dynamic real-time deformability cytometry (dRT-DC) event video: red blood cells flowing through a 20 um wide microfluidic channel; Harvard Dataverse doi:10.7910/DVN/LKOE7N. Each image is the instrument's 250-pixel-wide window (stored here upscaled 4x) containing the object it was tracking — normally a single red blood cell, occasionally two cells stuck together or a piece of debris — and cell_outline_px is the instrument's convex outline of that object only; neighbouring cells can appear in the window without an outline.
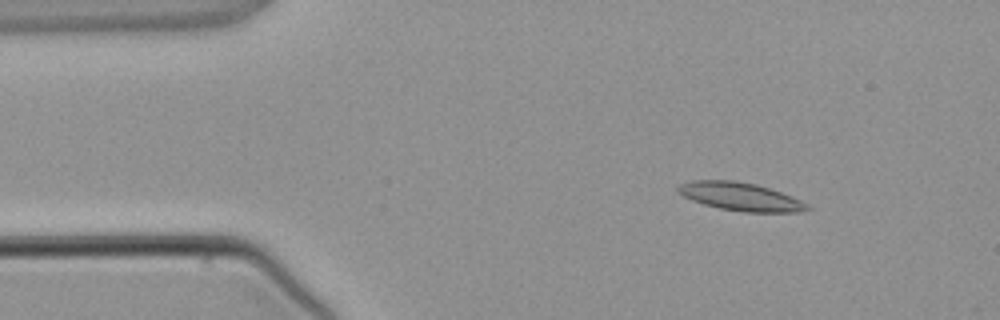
{"species": "common noctule bat (a hibernating species)", "species_latin": "Nyctalus noctula", "temperature_condition": "warm", "stored_images_in_passage": 3, "camera_frame_rate_fps": 3000, "um_per_image_px": 0.085, "animal": {"sex": "male", "body_mass_g": 21.5, "forearm_length_mm": 52.0}, "frame": {"image": 1, "passage_image": 1, "time_ms": 0.0, "image_size_px": [1000, 320], "cell_outline_px": [[812, 208], [796, 212], [744, 212], [720, 208], [704, 204], [692, 200], [676, 192], [676, 188], [680, 184], [692, 180], [736, 180], [756, 184], [780, 192], [800, 200], [808, 204]], "centroid_in_image_um": [62.9, 16.7], "position_along_channel_um": 22.1, "area_um2": 21.1}}
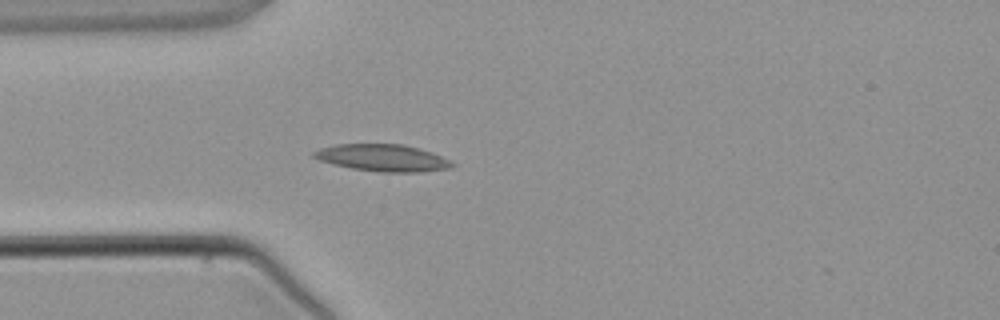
{"frame": {"image": 2, "passage_image": 3, "time_ms": 2.0, "image_size_px": [1000, 320], "cell_outline_px": [[456, 164], [452, 168], [420, 172], [380, 172], [352, 168], [332, 164], [320, 160], [312, 156], [312, 152], [320, 148], [336, 144], [400, 144], [432, 152]], "centroid_in_image_um": [32.51, 13.42], "position_along_channel_um": 52.5, "area_um2": 21.62}}